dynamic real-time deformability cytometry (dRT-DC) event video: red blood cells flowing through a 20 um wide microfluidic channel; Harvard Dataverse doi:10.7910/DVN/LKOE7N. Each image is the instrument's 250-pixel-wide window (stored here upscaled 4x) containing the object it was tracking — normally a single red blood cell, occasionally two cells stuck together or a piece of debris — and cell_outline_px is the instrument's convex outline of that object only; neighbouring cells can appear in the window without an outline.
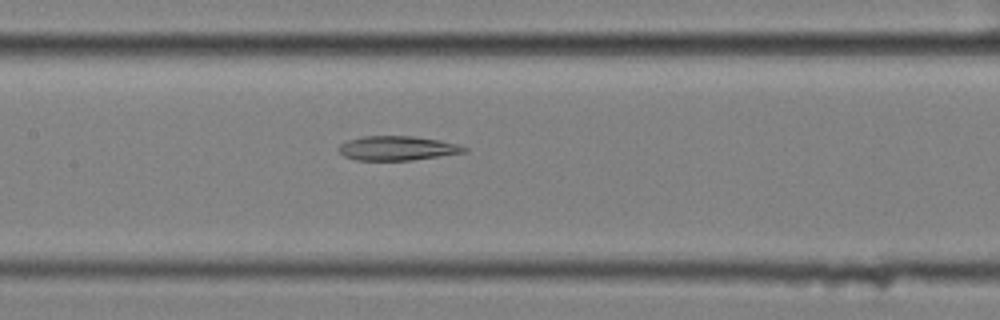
{"species": "common noctule bat (a hibernating species)", "species_latin": "Nyctalus noctula", "temperature_condition": "cold", "stored_images_in_passage": 41, "camera_frame_rate_fps": 3000, "um_per_image_px": 0.085, "animal": {"sex": "female", "body_mass_g": 25.1}, "frame": {"image": 1, "passage_image": 15, "time_ms": 4.667, "image_size_px": [1000, 320], "cell_outline_px": [[468, 152], [412, 160], [356, 160], [344, 156], [336, 148], [340, 144], [348, 140], [364, 136], [412, 136], [440, 140], [456, 144], [468, 148]], "centroid_in_image_um": [33.77, 12.6], "position_along_channel_um": 173.6, "area_um2": 17.8}}
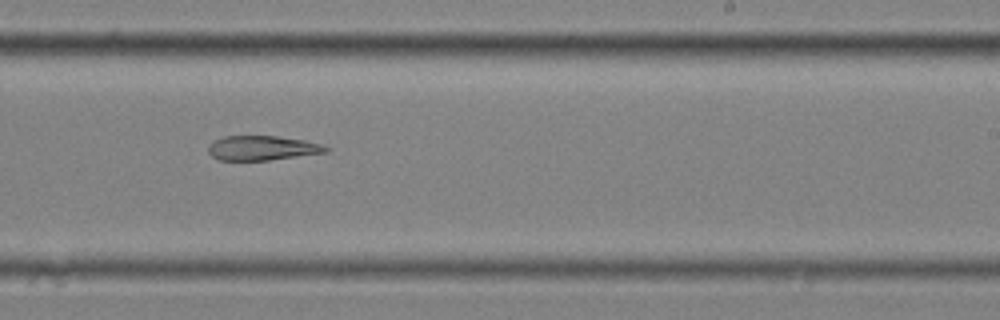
{"frame": {"image": 2, "passage_image": 23, "time_ms": 7.333, "image_size_px": [1000, 320], "cell_outline_px": [[328, 152], [268, 160], [220, 160], [212, 156], [208, 152], [208, 144], [224, 136], [276, 136], [304, 140], [324, 144], [328, 148]], "centroid_in_image_um": [22.29, 12.58], "position_along_channel_um": 266.7, "area_um2": 16.76}}
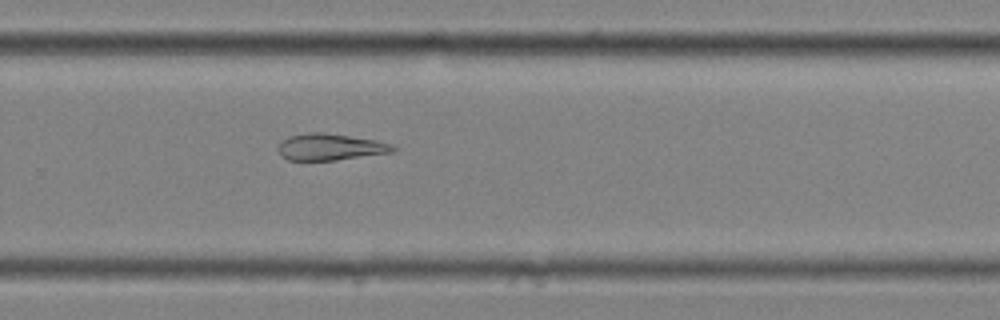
{"frame": {"image": 3, "passage_image": 26, "time_ms": 8.333, "image_size_px": [1000, 320], "cell_outline_px": [[396, 148], [392, 152], [336, 160], [288, 160], [280, 156], [276, 148], [288, 136], [308, 132], [320, 132], [376, 140], [392, 144]], "centroid_in_image_um": [28.02, 12.5], "position_along_channel_um": 301.8, "area_um2": 17.69}}